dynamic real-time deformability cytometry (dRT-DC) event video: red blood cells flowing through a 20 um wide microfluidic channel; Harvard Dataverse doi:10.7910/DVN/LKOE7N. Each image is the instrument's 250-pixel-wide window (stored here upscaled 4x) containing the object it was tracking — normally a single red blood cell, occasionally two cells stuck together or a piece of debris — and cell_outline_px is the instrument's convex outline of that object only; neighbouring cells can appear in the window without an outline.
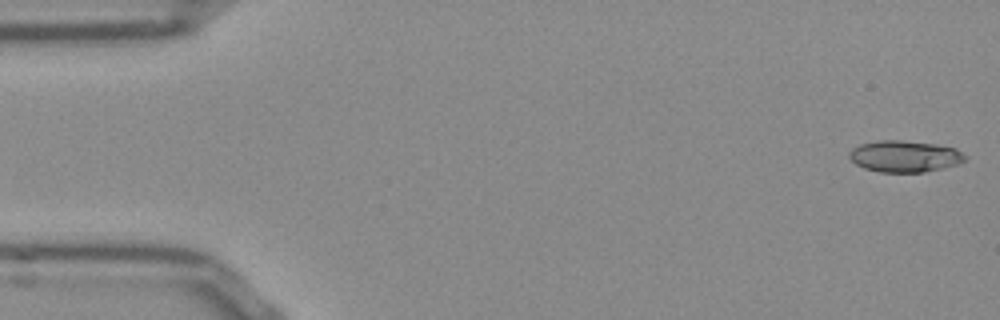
{"species": "Egyptian fruit bat (a non-hibernating species)", "species_latin": "Rousettus aegyptiacus", "temperature_condition": "room temperature", "stored_images_in_passage": 52, "camera_frame_rate_fps": 3000, "um_per_image_px": 0.085, "frame": {"image": 1, "passage_image": 1, "time_ms": 0.0, "image_size_px": [1000, 320], "cell_outline_px": [[964, 160], [960, 164], [944, 168], [924, 172], [880, 172], [864, 168], [856, 164], [848, 156], [848, 152], [852, 148], [860, 144], [880, 140], [900, 140], [936, 144], [956, 148], [964, 156]], "centroid_in_image_um": [76.88, 13.29], "position_along_channel_um": 8.1, "area_um2": 21.27}}
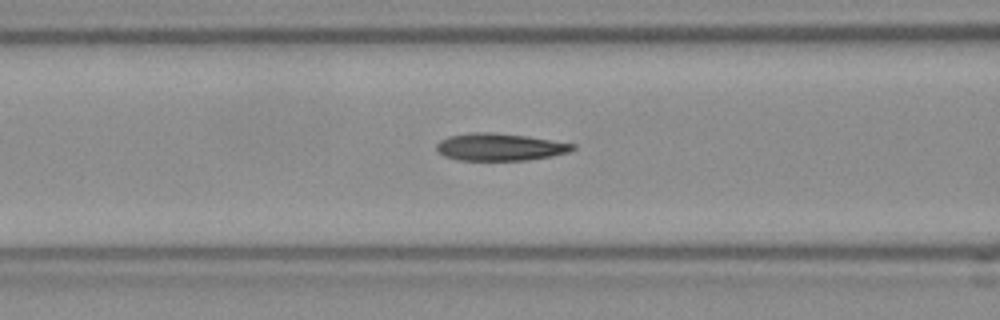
{"frame": {"image": 2, "passage_image": 20, "time_ms": 6.333, "image_size_px": [1000, 320], "cell_outline_px": [[576, 148], [568, 152], [552, 156], [528, 160], [456, 160], [444, 156], [436, 152], [436, 144], [440, 140], [448, 136], [468, 132], [496, 132], [528, 136], [576, 144]], "centroid_in_image_um": [42.45, 12.49], "position_along_channel_um": 124.1, "area_um2": 22.02}}
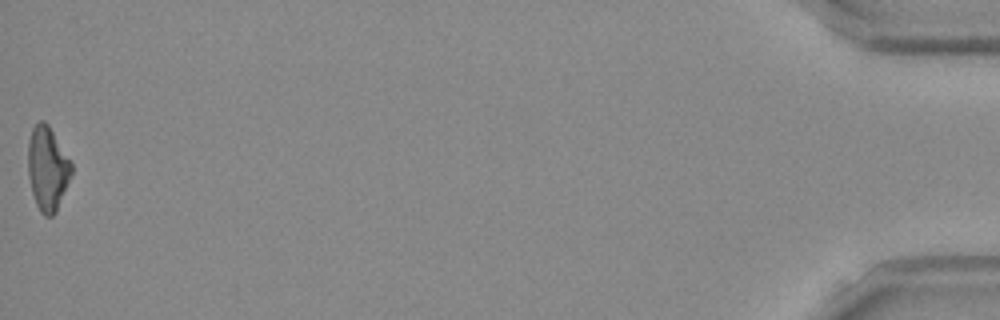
{"frame": {"image": 3, "passage_image": 52, "time_ms": 17.0, "image_size_px": [1000, 320], "cell_outline_px": [[72, 172], [56, 212], [52, 216], [44, 216], [40, 212], [36, 204], [32, 192], [28, 176], [28, 140], [32, 128], [40, 120], [44, 120], [48, 124], [72, 164]], "centroid_in_image_um": [4.01, 14.32], "position_along_channel_um": 431.2, "area_um2": 21.1}, "authors_computed_cell_mechanics": {"area_um2": 21.386, "velocity_mm_per_s": 3.8625, "shape_relaxation_time_tau1_ms": null, "shape_relaxation_time_tau2_ms": 5.9298, "deformation_change_tau1": null, "deformation_change_tau2": 0.1602}}